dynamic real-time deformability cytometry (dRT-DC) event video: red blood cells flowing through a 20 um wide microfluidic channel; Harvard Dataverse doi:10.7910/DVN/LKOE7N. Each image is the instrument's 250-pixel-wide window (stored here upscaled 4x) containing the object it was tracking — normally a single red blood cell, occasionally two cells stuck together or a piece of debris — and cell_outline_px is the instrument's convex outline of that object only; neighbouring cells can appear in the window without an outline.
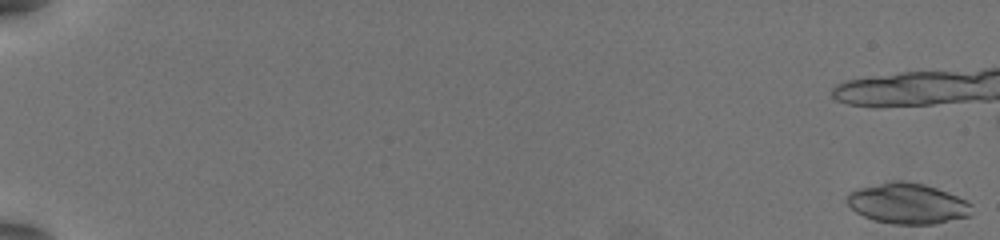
{"species": "common noctule bat (a hibernating species)", "species_latin": "Nyctalus noctula", "temperature_condition": "warm", "stored_images_in_passage": 52, "camera_frame_rate_fps": 3000, "um_per_image_px": 0.085, "animal": {"sex": "female", "body_mass_g": 19.5, "forearm_length_mm": 54.1}, "frame": {"image": 1, "passage_image": 1, "time_ms": 0.0, "image_size_px": [1000, 240], "cell_outline_px": [[972, 216], [936, 224], [892, 224], [876, 220], [864, 216], [856, 212], [848, 204], [848, 192], [856, 188], [892, 180], [900, 180], [924, 184], [936, 188], [956, 196], [972, 204]], "centroid_in_image_um": [77.16, 17.3], "position_along_channel_um": 7.8, "area_um2": 29.59}}